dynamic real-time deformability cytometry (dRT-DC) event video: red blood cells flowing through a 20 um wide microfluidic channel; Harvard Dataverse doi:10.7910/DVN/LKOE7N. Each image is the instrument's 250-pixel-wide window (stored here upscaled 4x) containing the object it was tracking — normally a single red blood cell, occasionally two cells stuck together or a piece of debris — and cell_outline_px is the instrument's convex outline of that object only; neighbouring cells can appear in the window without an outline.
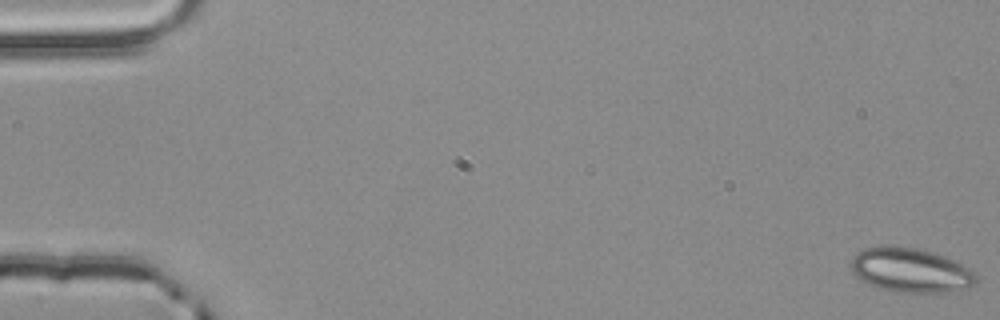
{"species": "common noctule bat (a hibernating species)", "species_latin": "Nyctalus noctula", "temperature_condition": "room temperature", "stored_images_in_passage": 56, "camera_frame_rate_fps": 3000, "um_per_image_px": 0.085, "animal": {"sex": "male", "body_mass_g": 20.4}, "frame": {"image": 1, "passage_image": 1, "time_ms": 0.0, "image_size_px": [1000, 320], "cell_outline_px": [[976, 280], [968, 288], [940, 292], [896, 292], [880, 288], [860, 280], [852, 272], [852, 260], [856, 252], [864, 248], [916, 248], [936, 252], [968, 268], [976, 276]], "centroid_in_image_um": [77.39, 22.99], "position_along_channel_um": 7.6, "area_um2": 31.44}}
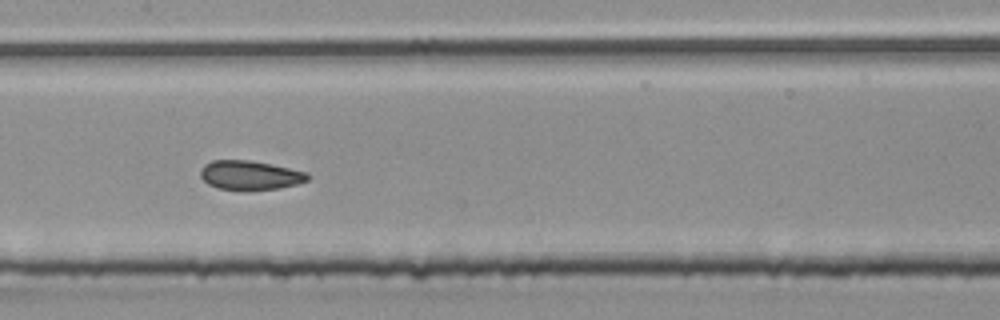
{"frame": {"image": 2, "passage_image": 28, "time_ms": 9.0, "image_size_px": [1000, 320], "cell_outline_px": [[308, 180], [296, 184], [280, 188], [216, 188], [208, 184], [200, 176], [200, 168], [204, 164], [212, 160], [248, 160], [308, 172]], "centroid_in_image_um": [21.21, 14.86], "position_along_channel_um": 186.2, "area_um2": 17.63}}
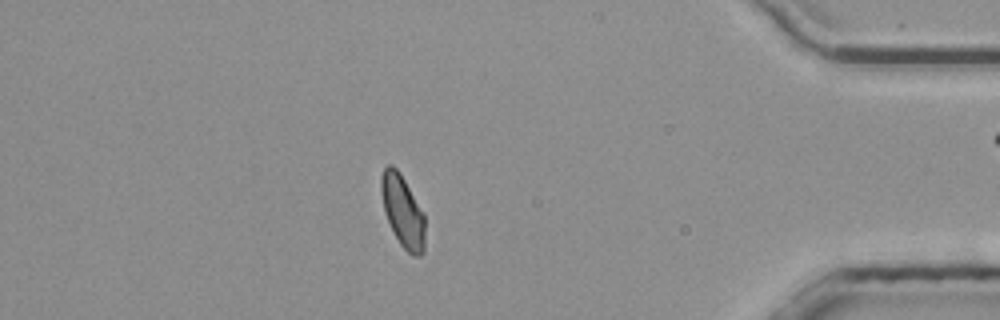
{"frame": {"image": 3, "passage_image": 48, "time_ms": 15.667, "image_size_px": [1000, 320], "cell_outline_px": [[424, 252], [420, 256], [412, 256], [400, 244], [388, 220], [384, 208], [380, 192], [380, 176], [384, 168], [388, 164], [392, 164], [400, 172], [424, 212]], "centroid_in_image_um": [34.23, 17.91], "position_along_channel_um": 401.0, "area_um2": 18.38}, "authors_computed_cell_mechanics": {"area_um2": 18.6116, "velocity_mm_per_s": 3.8475, "shape_relaxation_time_tau1_ms": 8.6166, "shape_relaxation_time_tau2_ms": 0.9439, "deformation_change_tau1": 0.1185, "deformation_change_tau2": 0.064}}